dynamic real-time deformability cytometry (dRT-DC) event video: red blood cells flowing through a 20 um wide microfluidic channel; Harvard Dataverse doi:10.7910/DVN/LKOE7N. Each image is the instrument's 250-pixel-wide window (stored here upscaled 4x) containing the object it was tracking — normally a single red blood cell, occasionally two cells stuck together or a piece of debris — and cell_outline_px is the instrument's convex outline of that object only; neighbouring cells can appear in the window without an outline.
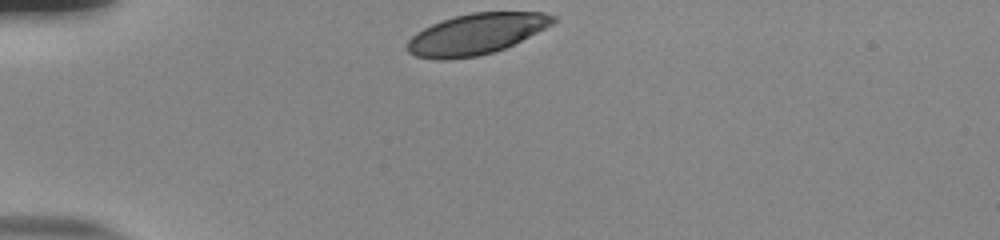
{"species": "human", "species_latin": "Homo sapiens", "temperature_condition": "room temperature", "stored_images_in_passage": 32, "camera_frame_rate_fps": 3000, "um_per_image_px": 0.085, "donor": {"sex": "male"}, "frame": {"image": 1, "passage_image": 1, "time_ms": 0.0, "image_size_px": [1000, 240], "cell_outline_px": [[556, 20], [552, 24], [504, 48], [492, 52], [476, 56], [444, 60], [436, 60], [416, 56], [408, 52], [408, 40], [416, 32], [432, 24], [456, 16], [472, 12], [544, 12], [556, 16]], "centroid_in_image_um": [40.45, 2.89], "position_along_channel_um": 44.5, "area_um2": 34.22}}
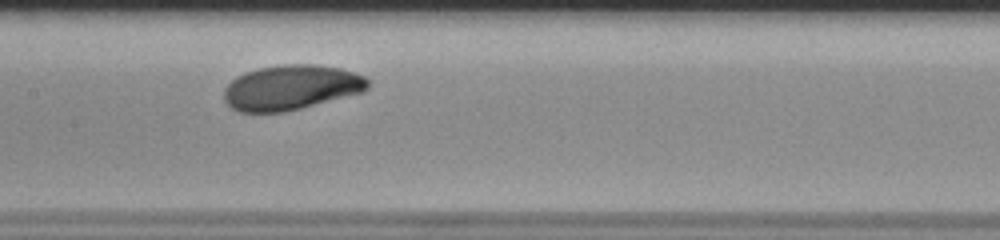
{"frame": {"image": 2, "passage_image": 15, "time_ms": 4.667, "image_size_px": [1000, 240], "cell_outline_px": [[368, 88], [364, 92], [284, 112], [236, 112], [224, 100], [224, 88], [236, 76], [244, 72], [256, 68], [284, 64], [316, 64], [340, 68], [364, 76], [368, 80]], "centroid_in_image_um": [24.72, 7.43], "position_along_channel_um": 182.7, "area_um2": 37.8}}
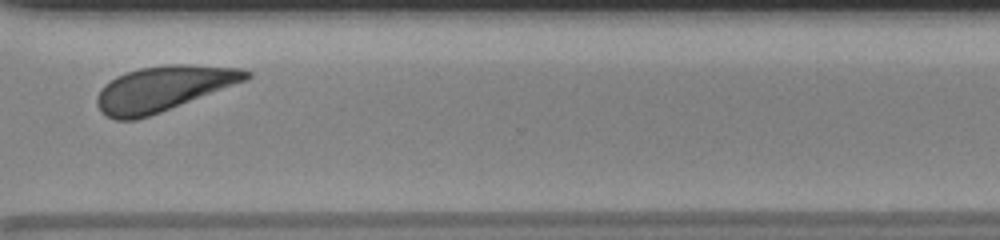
{"frame": {"image": 3, "passage_image": 29, "time_ms": 9.333, "image_size_px": [1000, 240], "cell_outline_px": [[252, 76], [248, 80], [160, 112], [136, 120], [116, 120], [100, 112], [96, 104], [96, 96], [100, 88], [104, 84], [116, 76], [140, 68], [168, 64], [188, 64], [240, 68], [252, 72]], "centroid_in_image_um": [13.87, 7.53], "position_along_channel_um": 356.7, "area_um2": 39.25}, "authors_computed_cell_mechanics": {"area_um2": 37.859, "velocity_mm_per_s": 3.7275, "shape_relaxation_time_tau1_ms": 1.06, "shape_relaxation_time_tau2_ms": null, "deformation_change_tau1": 0.094, "deformation_change_tau2": null}}